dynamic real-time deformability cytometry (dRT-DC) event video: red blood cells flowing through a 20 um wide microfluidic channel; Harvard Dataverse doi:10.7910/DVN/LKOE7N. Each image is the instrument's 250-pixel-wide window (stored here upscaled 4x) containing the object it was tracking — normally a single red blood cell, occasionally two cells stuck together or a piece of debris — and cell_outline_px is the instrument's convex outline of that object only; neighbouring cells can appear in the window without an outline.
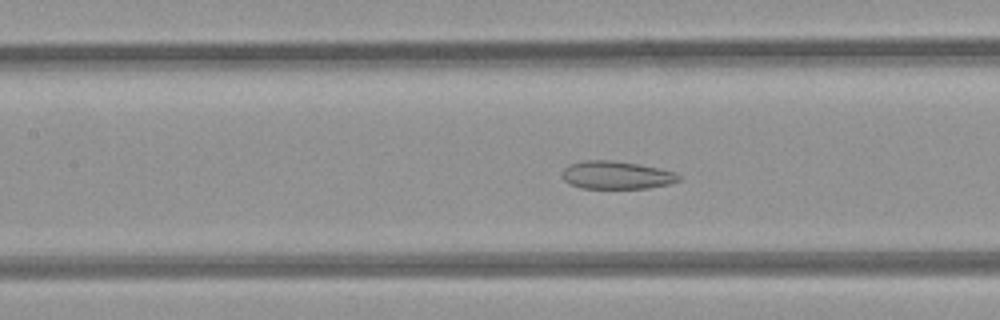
{"species": "common noctule bat (a hibernating species)", "species_latin": "Nyctalus noctula", "temperature_condition": "room temperature", "stored_images_in_passage": 39, "camera_frame_rate_fps": 3000, "um_per_image_px": 0.085, "animal": {"sex": "female", "body_mass_g": 21.9}, "frame": {"image": 1, "passage_image": 11, "time_ms": 3.333, "image_size_px": [1000, 320], "cell_outline_px": [[680, 180], [668, 184], [648, 188], [580, 188], [568, 184], [564, 180], [564, 168], [568, 164], [584, 160], [608, 160], [636, 164], [676, 172], [680, 176]], "centroid_in_image_um": [52.37, 14.89], "position_along_channel_um": 155.0, "area_um2": 18.79}}
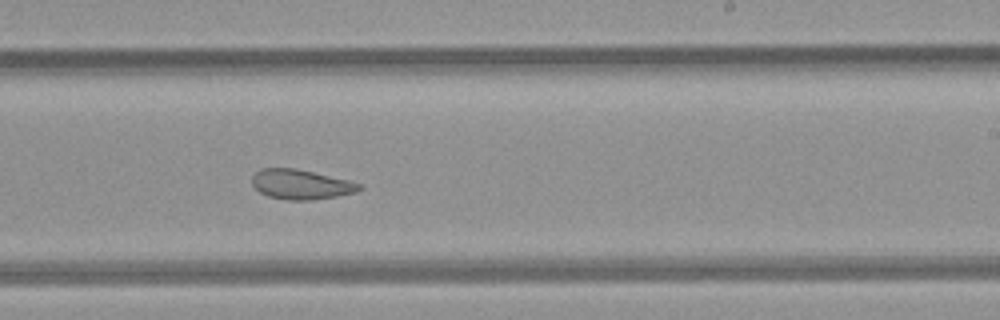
{"frame": {"image": 2, "passage_image": 19, "time_ms": 6.0, "image_size_px": [1000, 320], "cell_outline_px": [[364, 188], [356, 192], [336, 196], [308, 200], [288, 200], [268, 196], [260, 192], [252, 184], [252, 176], [256, 172], [264, 168], [296, 168], [348, 180], [360, 184]], "centroid_in_image_um": [25.58, 15.67], "position_along_channel_um": 263.4, "area_um2": 18.44}}
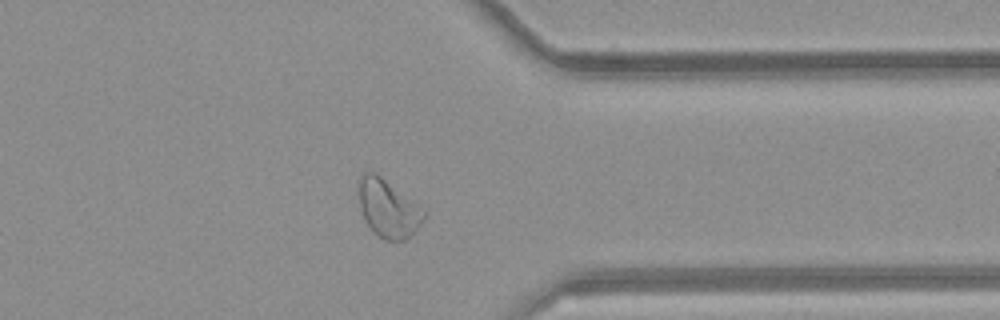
{"frame": {"image": 3, "passage_image": 28, "time_ms": 9.0, "image_size_px": [1000, 320], "cell_outline_px": [[424, 216], [420, 224], [404, 240], [384, 240], [364, 220], [360, 208], [356, 180], [364, 172], [372, 172], [380, 176], [424, 208]], "centroid_in_image_um": [32.94, 17.67], "position_along_channel_um": 378.5, "area_um2": 21.68}, "authors_computed_cell_mechanics": {"area_um2": 21.1548, "velocity_mm_per_s": 4.0754, "shape_relaxation_time_tau1_ms": null, "shape_relaxation_time_tau2_ms": 1.9305, "deformation_change_tau1": null, "deformation_change_tau2": 0.0907}}